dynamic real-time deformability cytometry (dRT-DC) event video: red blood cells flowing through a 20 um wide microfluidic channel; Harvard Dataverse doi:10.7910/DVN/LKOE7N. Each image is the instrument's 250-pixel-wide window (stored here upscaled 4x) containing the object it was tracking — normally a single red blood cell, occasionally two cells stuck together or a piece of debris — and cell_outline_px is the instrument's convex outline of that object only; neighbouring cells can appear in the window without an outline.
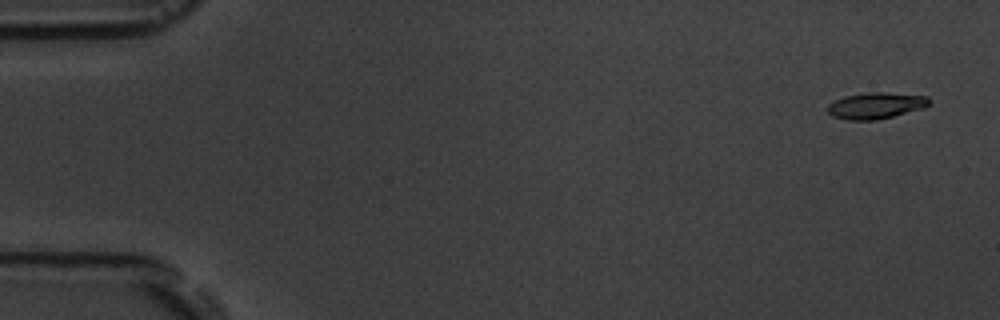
{"species": "common noctule bat (a hibernating species)", "species_latin": "Nyctalus noctula", "temperature_condition": "room temperature", "stored_images_in_passage": 5, "camera_frame_rate_fps": 3000, "um_per_image_px": 0.085, "animal": {"sex": "male", "body_mass_g": 19.5, "forearm_length_mm": 54.6}, "frame": {"image": 1, "passage_image": 1, "time_ms": 0.0, "image_size_px": [1000, 320], "cell_outline_px": [[932, 100], [924, 108], [876, 120], [848, 120], [832, 116], [828, 112], [828, 104], [844, 96], [868, 92], [884, 92], [928, 96]], "centroid_in_image_um": [74.46, 8.97], "position_along_channel_um": 10.5, "area_um2": 15.55}}
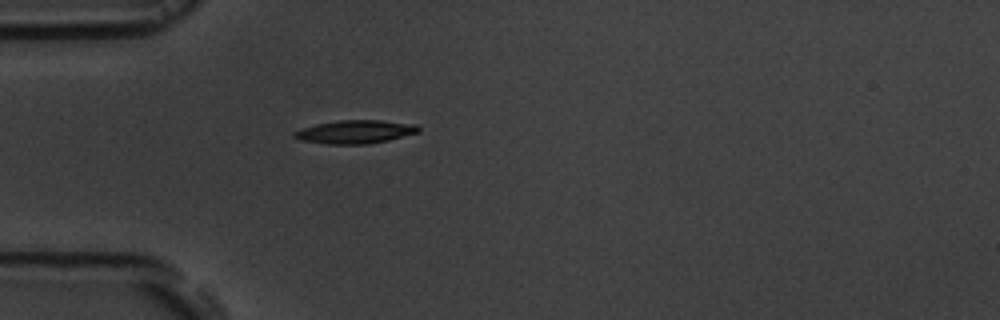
{"frame": {"image": 2, "passage_image": 5, "time_ms": 4.667, "image_size_px": [1000, 320], "cell_outline_px": [[420, 132], [388, 140], [368, 144], [328, 144], [300, 140], [292, 136], [292, 132], [316, 124], [340, 120], [380, 120], [416, 124], [420, 128]], "centroid_in_image_um": [30.2, 11.2], "position_along_channel_um": 54.8, "area_um2": 16.88}}